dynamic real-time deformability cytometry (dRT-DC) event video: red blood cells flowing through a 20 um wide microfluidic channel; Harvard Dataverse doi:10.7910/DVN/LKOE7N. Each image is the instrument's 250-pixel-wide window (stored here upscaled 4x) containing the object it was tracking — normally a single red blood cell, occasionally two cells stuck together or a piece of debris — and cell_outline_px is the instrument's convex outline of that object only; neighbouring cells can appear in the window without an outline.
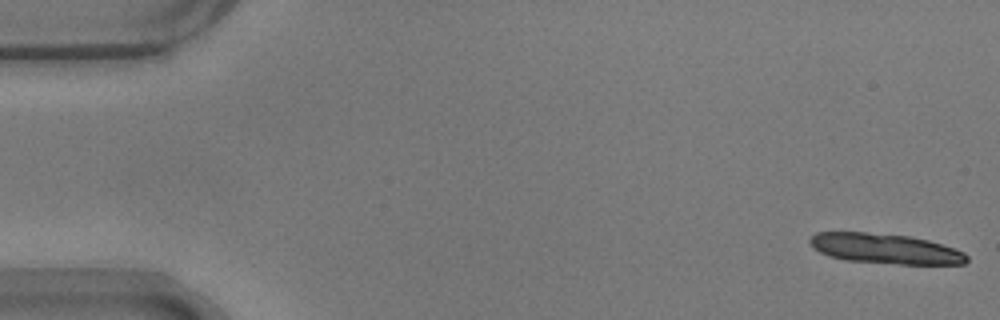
{"species": "common noctule bat (a hibernating species)", "species_latin": "Nyctalus noctula", "temperature_condition": "warm", "stored_images_in_passage": 13, "camera_frame_rate_fps": 3000, "um_per_image_px": 0.085, "animal": {"sex": "male", "body_mass_g": 17.9}, "frame": {"image": 1, "passage_image": 1, "time_ms": 0.0, "image_size_px": [1000, 320], "cell_outline_px": [[968, 260], [964, 264], [900, 264], [844, 260], [828, 256], [812, 248], [808, 240], [816, 232], [864, 232], [908, 236], [928, 240], [964, 252], [968, 256]], "centroid_in_image_um": [75.2, 21.14], "position_along_channel_um": 9.8, "area_um2": 27.46}}